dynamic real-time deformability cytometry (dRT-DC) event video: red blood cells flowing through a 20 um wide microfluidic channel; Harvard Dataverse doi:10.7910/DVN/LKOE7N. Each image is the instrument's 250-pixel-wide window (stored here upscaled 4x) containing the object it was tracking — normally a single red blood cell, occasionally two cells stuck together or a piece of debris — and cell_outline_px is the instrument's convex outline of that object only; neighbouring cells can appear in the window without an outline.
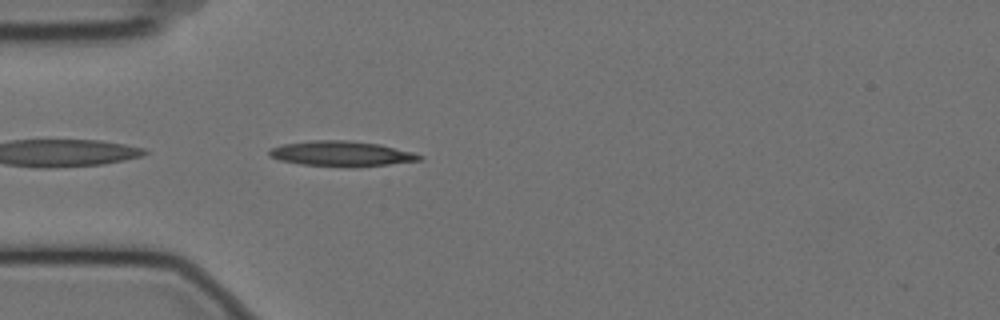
{"species": "Egyptian fruit bat (a non-hibernating species)", "species_latin": "Rousettus aegyptiacus", "temperature_condition": "cold", "stored_images_in_passage": 22, "camera_frame_rate_fps": 3000, "um_per_image_px": 0.085, "animal": {"sex": "female"}, "frame": {"image": 1, "passage_image": 2, "time_ms": 0.333, "image_size_px": [1000, 320], "cell_outline_px": [[424, 156], [420, 160], [388, 164], [352, 168], [348, 168], [300, 164], [280, 160], [268, 156], [268, 152], [272, 148], [284, 144], [312, 140], [348, 140], [380, 144], [412, 152]], "centroid_in_image_um": [29.01, 13.07], "position_along_channel_um": 56.0, "area_um2": 22.2}}
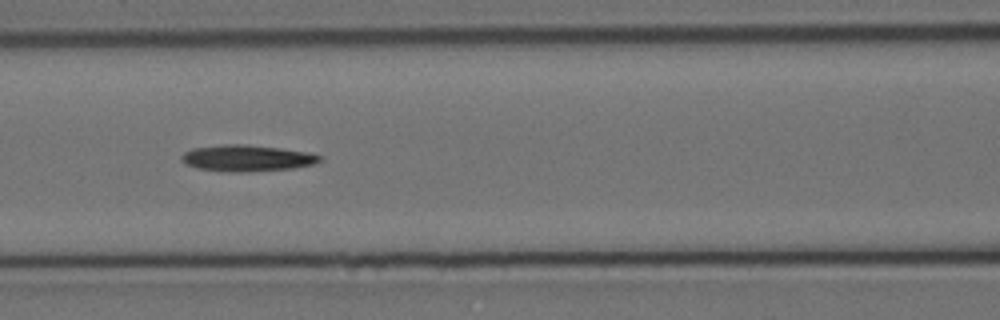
{"frame": {"image": 2, "passage_image": 10, "time_ms": 3.0, "image_size_px": [1000, 320], "cell_outline_px": [[324, 160], [316, 164], [292, 168], [244, 172], [236, 172], [196, 168], [184, 164], [180, 160], [180, 156], [184, 152], [192, 148], [220, 144], [248, 144], [280, 148], [308, 152], [324, 156]], "centroid_in_image_um": [21.0, 13.43], "position_along_channel_um": 145.6, "area_um2": 21.56}}
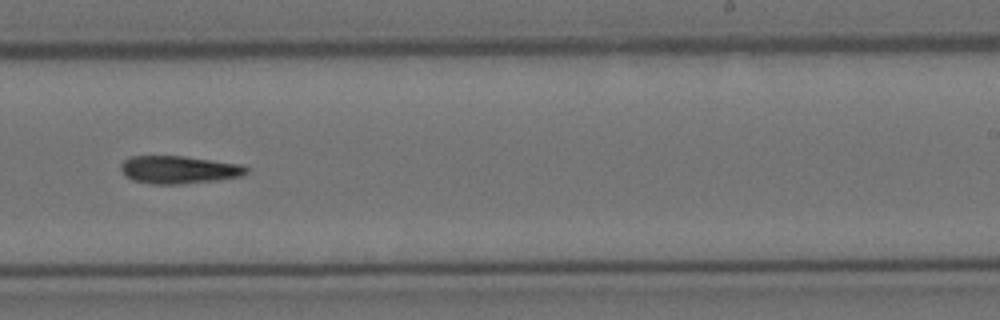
{"frame": {"image": 3, "passage_image": 21, "time_ms": 6.667, "image_size_px": [1000, 320], "cell_outline_px": [[248, 172], [244, 176], [216, 180], [180, 184], [152, 184], [132, 180], [124, 176], [120, 168], [120, 164], [128, 156], [184, 156], [240, 164], [248, 168]], "centroid_in_image_um": [15.17, 14.42], "position_along_channel_um": 273.8, "area_um2": 20.46}}